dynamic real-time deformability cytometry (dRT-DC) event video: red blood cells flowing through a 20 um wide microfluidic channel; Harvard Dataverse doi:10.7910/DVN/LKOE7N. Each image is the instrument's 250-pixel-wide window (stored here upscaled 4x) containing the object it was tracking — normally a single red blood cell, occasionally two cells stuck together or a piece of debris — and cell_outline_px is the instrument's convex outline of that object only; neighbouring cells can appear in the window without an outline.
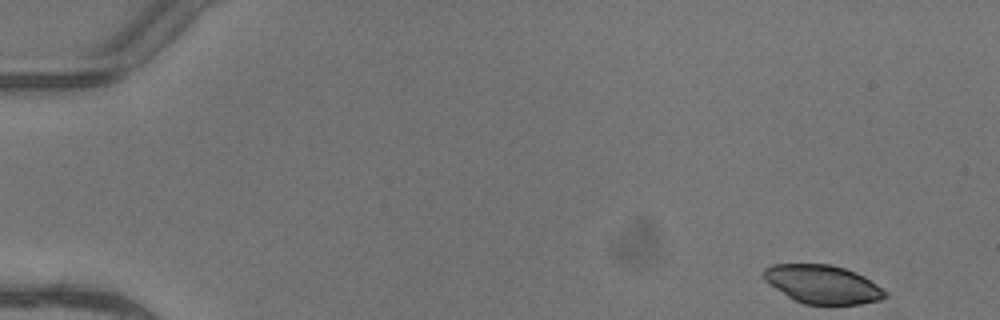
{"species": "common noctule bat (a hibernating species)", "species_latin": "Nyctalus noctula", "temperature_condition": "warm", "stored_images_in_passage": 6, "camera_frame_rate_fps": 3000, "um_per_image_px": 0.085, "animal": {"sex": "female"}, "frame": {"image": 1, "passage_image": 1, "time_ms": 0.0, "image_size_px": [1000, 320], "cell_outline_px": [[888, 296], [880, 300], [860, 304], [804, 304], [788, 296], [768, 284], [764, 280], [764, 268], [772, 264], [832, 264], [856, 272], [864, 276], [888, 292]], "centroid_in_image_um": [69.94, 24.16], "position_along_channel_um": 15.1, "area_um2": 27.22}}
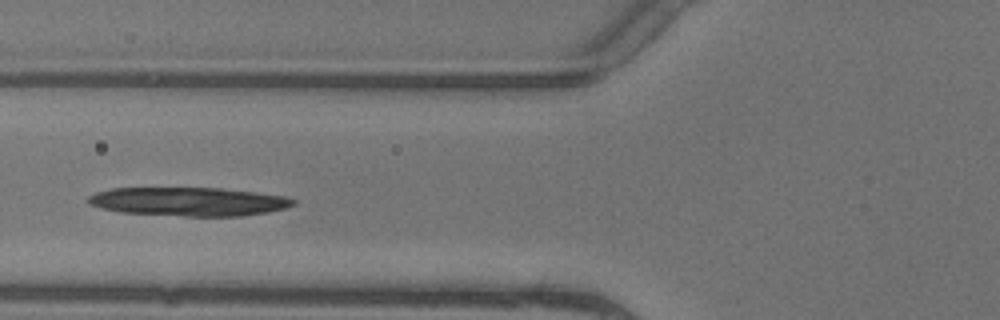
{"frame": {"image": 2, "passage_image": 5, "time_ms": 1.333, "image_size_px": [1000, 320], "cell_outline_px": [[296, 204], [288, 208], [268, 212], [240, 216], [184, 216], [120, 212], [100, 208], [88, 204], [84, 200], [88, 196], [96, 192], [112, 188], [220, 188], [256, 192], [288, 196], [296, 200]], "centroid_in_image_um": [16.05, 17.13], "position_along_channel_um": 109.8, "area_um2": 34.62}}
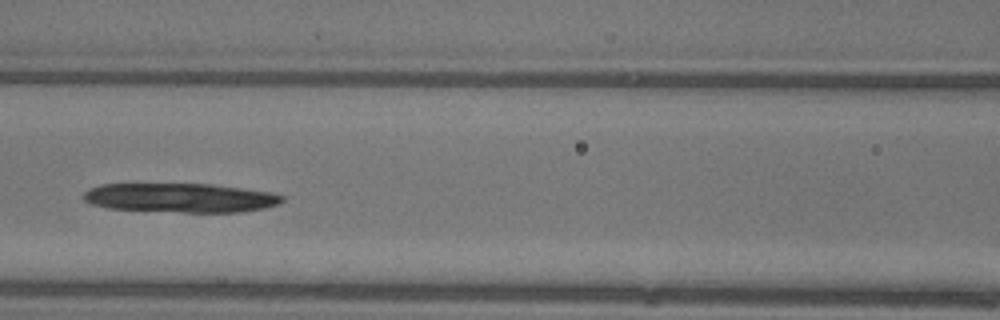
{"frame": {"image": 3, "passage_image": 6, "time_ms": 1.667, "image_size_px": [1000, 320], "cell_outline_px": [[284, 200], [280, 204], [264, 208], [240, 212], [184, 212], [108, 208], [92, 204], [84, 200], [84, 192], [88, 188], [100, 184], [212, 184], [272, 192], [284, 196]], "centroid_in_image_um": [15.36, 16.81], "position_along_channel_um": 151.2, "area_um2": 33.81}}